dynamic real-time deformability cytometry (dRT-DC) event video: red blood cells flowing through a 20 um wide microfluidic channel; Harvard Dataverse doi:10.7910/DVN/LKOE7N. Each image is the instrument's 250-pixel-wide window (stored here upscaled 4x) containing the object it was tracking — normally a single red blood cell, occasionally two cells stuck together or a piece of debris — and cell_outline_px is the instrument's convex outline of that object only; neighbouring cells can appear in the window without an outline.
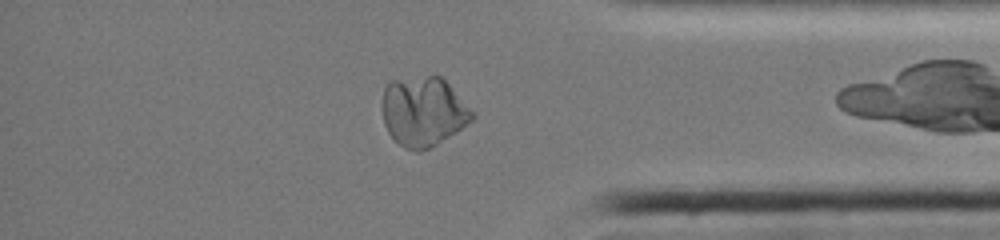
{"species": "common noctule bat (a hibernating species)", "species_latin": "Nyctalus noctula", "temperature_condition": "cold", "stored_images_in_passage": 39, "camera_frame_rate_fps": 3000, "um_per_image_px": 0.085, "animal": {"sex": "female", "body_mass_g": 19.0, "forearm_length_mm": 51.5}, "frame": {"image": 1, "passage_image": 32, "time_ms": 10.333, "image_size_px": [1000, 240], "cell_outline_px": [[476, 116], [472, 120], [456, 132], [436, 144], [420, 152], [416, 152], [404, 148], [388, 132], [384, 124], [380, 108], [380, 104], [384, 88], [392, 80], [428, 76], [440, 76], [476, 112]], "centroid_in_image_um": [35.97, 9.48], "position_along_channel_um": 399.2, "area_um2": 36.7}}